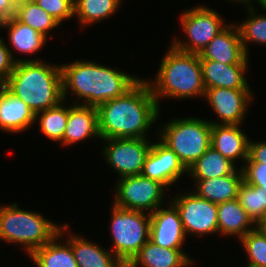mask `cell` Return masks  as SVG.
Here are the masks:
<instances>
[{"label":"cell","mask_w":266,"mask_h":267,"mask_svg":"<svg viewBox=\"0 0 266 267\" xmlns=\"http://www.w3.org/2000/svg\"><path fill=\"white\" fill-rule=\"evenodd\" d=\"M217 207L219 234L222 233L223 235L232 237L236 235L239 239H241L248 232L256 228V223L243 209L238 199L220 203ZM253 225L254 228H252Z\"/></svg>","instance_id":"cb8c5ba5"},{"label":"cell","mask_w":266,"mask_h":267,"mask_svg":"<svg viewBox=\"0 0 266 267\" xmlns=\"http://www.w3.org/2000/svg\"><path fill=\"white\" fill-rule=\"evenodd\" d=\"M67 242L71 245L78 267H126L112 251L92 241L71 234Z\"/></svg>","instance_id":"7402d4cb"},{"label":"cell","mask_w":266,"mask_h":267,"mask_svg":"<svg viewBox=\"0 0 266 267\" xmlns=\"http://www.w3.org/2000/svg\"><path fill=\"white\" fill-rule=\"evenodd\" d=\"M211 126L206 119L177 118L162 126L158 138L177 154L188 169L211 146Z\"/></svg>","instance_id":"8992f818"},{"label":"cell","mask_w":266,"mask_h":267,"mask_svg":"<svg viewBox=\"0 0 266 267\" xmlns=\"http://www.w3.org/2000/svg\"><path fill=\"white\" fill-rule=\"evenodd\" d=\"M68 228L69 224L61 226L58 235L30 254L29 257L36 267H78L71 245L68 242H57Z\"/></svg>","instance_id":"603a6c76"},{"label":"cell","mask_w":266,"mask_h":267,"mask_svg":"<svg viewBox=\"0 0 266 267\" xmlns=\"http://www.w3.org/2000/svg\"><path fill=\"white\" fill-rule=\"evenodd\" d=\"M35 113L6 88L0 93V129L10 133L25 131L35 123Z\"/></svg>","instance_id":"d6986e66"},{"label":"cell","mask_w":266,"mask_h":267,"mask_svg":"<svg viewBox=\"0 0 266 267\" xmlns=\"http://www.w3.org/2000/svg\"><path fill=\"white\" fill-rule=\"evenodd\" d=\"M241 168L247 184L266 190V163H245Z\"/></svg>","instance_id":"836d02e7"},{"label":"cell","mask_w":266,"mask_h":267,"mask_svg":"<svg viewBox=\"0 0 266 267\" xmlns=\"http://www.w3.org/2000/svg\"><path fill=\"white\" fill-rule=\"evenodd\" d=\"M171 203L179 211L184 231L198 236L219 233L217 204L199 197L195 192L174 197Z\"/></svg>","instance_id":"8fae6325"},{"label":"cell","mask_w":266,"mask_h":267,"mask_svg":"<svg viewBox=\"0 0 266 267\" xmlns=\"http://www.w3.org/2000/svg\"><path fill=\"white\" fill-rule=\"evenodd\" d=\"M63 99L71 91L81 105L98 107L100 104L124 95L140 78L125 71L97 64L95 61H75L61 65Z\"/></svg>","instance_id":"7a4b0ae2"},{"label":"cell","mask_w":266,"mask_h":267,"mask_svg":"<svg viewBox=\"0 0 266 267\" xmlns=\"http://www.w3.org/2000/svg\"><path fill=\"white\" fill-rule=\"evenodd\" d=\"M69 106L70 111L61 141L62 145L69 146L93 137L100 139L97 107L85 106L80 103Z\"/></svg>","instance_id":"2e32d148"},{"label":"cell","mask_w":266,"mask_h":267,"mask_svg":"<svg viewBox=\"0 0 266 267\" xmlns=\"http://www.w3.org/2000/svg\"><path fill=\"white\" fill-rule=\"evenodd\" d=\"M196 190L199 197L204 198L214 204L224 203L226 201L237 199L239 187L244 181L242 169H237L234 173L226 176L196 179Z\"/></svg>","instance_id":"44dd1931"},{"label":"cell","mask_w":266,"mask_h":267,"mask_svg":"<svg viewBox=\"0 0 266 267\" xmlns=\"http://www.w3.org/2000/svg\"><path fill=\"white\" fill-rule=\"evenodd\" d=\"M246 163H266V142L249 141L248 159Z\"/></svg>","instance_id":"d590c367"},{"label":"cell","mask_w":266,"mask_h":267,"mask_svg":"<svg viewBox=\"0 0 266 267\" xmlns=\"http://www.w3.org/2000/svg\"><path fill=\"white\" fill-rule=\"evenodd\" d=\"M5 88L35 114L54 107L64 100L61 65L42 60L17 62L5 80Z\"/></svg>","instance_id":"3957f363"},{"label":"cell","mask_w":266,"mask_h":267,"mask_svg":"<svg viewBox=\"0 0 266 267\" xmlns=\"http://www.w3.org/2000/svg\"><path fill=\"white\" fill-rule=\"evenodd\" d=\"M111 235L112 252L126 266L150 236V214L112 206Z\"/></svg>","instance_id":"52a82bcc"},{"label":"cell","mask_w":266,"mask_h":267,"mask_svg":"<svg viewBox=\"0 0 266 267\" xmlns=\"http://www.w3.org/2000/svg\"><path fill=\"white\" fill-rule=\"evenodd\" d=\"M169 206L168 209L158 207L150 214L149 239L160 247L182 250L186 233L179 211L171 202Z\"/></svg>","instance_id":"5bb4252c"},{"label":"cell","mask_w":266,"mask_h":267,"mask_svg":"<svg viewBox=\"0 0 266 267\" xmlns=\"http://www.w3.org/2000/svg\"><path fill=\"white\" fill-rule=\"evenodd\" d=\"M185 173H188V169L174 151L160 139L159 142L152 143L141 172L142 176L157 180L169 187Z\"/></svg>","instance_id":"4fadbf2b"},{"label":"cell","mask_w":266,"mask_h":267,"mask_svg":"<svg viewBox=\"0 0 266 267\" xmlns=\"http://www.w3.org/2000/svg\"><path fill=\"white\" fill-rule=\"evenodd\" d=\"M64 102L65 100L54 107L35 114V120L38 117V120H40V131L53 141L61 142L66 130L70 107L61 105Z\"/></svg>","instance_id":"f1b7e54d"},{"label":"cell","mask_w":266,"mask_h":267,"mask_svg":"<svg viewBox=\"0 0 266 267\" xmlns=\"http://www.w3.org/2000/svg\"><path fill=\"white\" fill-rule=\"evenodd\" d=\"M5 88V80L0 77V93L3 91V89Z\"/></svg>","instance_id":"ab89813d"},{"label":"cell","mask_w":266,"mask_h":267,"mask_svg":"<svg viewBox=\"0 0 266 267\" xmlns=\"http://www.w3.org/2000/svg\"><path fill=\"white\" fill-rule=\"evenodd\" d=\"M105 160L121 178L141 175L152 143L147 138L103 139Z\"/></svg>","instance_id":"30bf717a"},{"label":"cell","mask_w":266,"mask_h":267,"mask_svg":"<svg viewBox=\"0 0 266 267\" xmlns=\"http://www.w3.org/2000/svg\"><path fill=\"white\" fill-rule=\"evenodd\" d=\"M192 263L184 250L163 248L149 239L126 267H186Z\"/></svg>","instance_id":"ffe728a7"},{"label":"cell","mask_w":266,"mask_h":267,"mask_svg":"<svg viewBox=\"0 0 266 267\" xmlns=\"http://www.w3.org/2000/svg\"><path fill=\"white\" fill-rule=\"evenodd\" d=\"M0 28L9 30V43L13 49L24 54L38 52L47 40L45 36L21 23L15 16L0 23Z\"/></svg>","instance_id":"d4e9b609"},{"label":"cell","mask_w":266,"mask_h":267,"mask_svg":"<svg viewBox=\"0 0 266 267\" xmlns=\"http://www.w3.org/2000/svg\"><path fill=\"white\" fill-rule=\"evenodd\" d=\"M257 4L260 5L262 7V9H266V0H256ZM249 3H252V0L248 1Z\"/></svg>","instance_id":"f35d334b"},{"label":"cell","mask_w":266,"mask_h":267,"mask_svg":"<svg viewBox=\"0 0 266 267\" xmlns=\"http://www.w3.org/2000/svg\"><path fill=\"white\" fill-rule=\"evenodd\" d=\"M230 1H233V2H248L249 0H230Z\"/></svg>","instance_id":"60d3db41"},{"label":"cell","mask_w":266,"mask_h":267,"mask_svg":"<svg viewBox=\"0 0 266 267\" xmlns=\"http://www.w3.org/2000/svg\"><path fill=\"white\" fill-rule=\"evenodd\" d=\"M12 51L0 37V77L6 80L12 73L15 63L22 61H39V59H14Z\"/></svg>","instance_id":"e575fe53"},{"label":"cell","mask_w":266,"mask_h":267,"mask_svg":"<svg viewBox=\"0 0 266 267\" xmlns=\"http://www.w3.org/2000/svg\"><path fill=\"white\" fill-rule=\"evenodd\" d=\"M16 4L12 0H0V23L15 16Z\"/></svg>","instance_id":"8d00e7d4"},{"label":"cell","mask_w":266,"mask_h":267,"mask_svg":"<svg viewBox=\"0 0 266 267\" xmlns=\"http://www.w3.org/2000/svg\"><path fill=\"white\" fill-rule=\"evenodd\" d=\"M15 17L47 38L48 31L55 29L57 22L32 0H21L16 4Z\"/></svg>","instance_id":"4316f807"},{"label":"cell","mask_w":266,"mask_h":267,"mask_svg":"<svg viewBox=\"0 0 266 267\" xmlns=\"http://www.w3.org/2000/svg\"><path fill=\"white\" fill-rule=\"evenodd\" d=\"M202 80L208 88L250 89L244 72L248 64H221L214 60H200Z\"/></svg>","instance_id":"e0dca14e"},{"label":"cell","mask_w":266,"mask_h":267,"mask_svg":"<svg viewBox=\"0 0 266 267\" xmlns=\"http://www.w3.org/2000/svg\"><path fill=\"white\" fill-rule=\"evenodd\" d=\"M57 22L74 17V0H32Z\"/></svg>","instance_id":"d6a6232c"},{"label":"cell","mask_w":266,"mask_h":267,"mask_svg":"<svg viewBox=\"0 0 266 267\" xmlns=\"http://www.w3.org/2000/svg\"><path fill=\"white\" fill-rule=\"evenodd\" d=\"M244 5L248 6L247 9L249 10V16L245 21L236 25L239 29L240 38L243 43V48L248 55V46L247 43L255 42L259 44L266 45V15H256L253 3L249 2H241ZM266 11V9H263Z\"/></svg>","instance_id":"f546056e"},{"label":"cell","mask_w":266,"mask_h":267,"mask_svg":"<svg viewBox=\"0 0 266 267\" xmlns=\"http://www.w3.org/2000/svg\"><path fill=\"white\" fill-rule=\"evenodd\" d=\"M241 125L212 124L211 146L233 163L248 159L249 138L239 128Z\"/></svg>","instance_id":"ac0fdd59"},{"label":"cell","mask_w":266,"mask_h":267,"mask_svg":"<svg viewBox=\"0 0 266 267\" xmlns=\"http://www.w3.org/2000/svg\"><path fill=\"white\" fill-rule=\"evenodd\" d=\"M240 242L249 258L247 265L266 267V235L255 228L244 235Z\"/></svg>","instance_id":"1f68e13d"},{"label":"cell","mask_w":266,"mask_h":267,"mask_svg":"<svg viewBox=\"0 0 266 267\" xmlns=\"http://www.w3.org/2000/svg\"><path fill=\"white\" fill-rule=\"evenodd\" d=\"M200 60H214L221 64H248L238 27L227 25L199 53Z\"/></svg>","instance_id":"9a60e30c"},{"label":"cell","mask_w":266,"mask_h":267,"mask_svg":"<svg viewBox=\"0 0 266 267\" xmlns=\"http://www.w3.org/2000/svg\"><path fill=\"white\" fill-rule=\"evenodd\" d=\"M159 66L154 84L148 81L158 106L164 96L174 99L204 97L199 54L182 52L171 45Z\"/></svg>","instance_id":"277c9868"},{"label":"cell","mask_w":266,"mask_h":267,"mask_svg":"<svg viewBox=\"0 0 266 267\" xmlns=\"http://www.w3.org/2000/svg\"><path fill=\"white\" fill-rule=\"evenodd\" d=\"M97 110L101 139L147 138L146 132L160 115V107L145 79L124 95L100 104Z\"/></svg>","instance_id":"6da1fadb"},{"label":"cell","mask_w":266,"mask_h":267,"mask_svg":"<svg viewBox=\"0 0 266 267\" xmlns=\"http://www.w3.org/2000/svg\"><path fill=\"white\" fill-rule=\"evenodd\" d=\"M256 228L266 235V214L256 223Z\"/></svg>","instance_id":"74e56055"},{"label":"cell","mask_w":266,"mask_h":267,"mask_svg":"<svg viewBox=\"0 0 266 267\" xmlns=\"http://www.w3.org/2000/svg\"><path fill=\"white\" fill-rule=\"evenodd\" d=\"M240 205L257 223L266 214V190L245 181L239 187L237 197Z\"/></svg>","instance_id":"4dcf8cb0"},{"label":"cell","mask_w":266,"mask_h":267,"mask_svg":"<svg viewBox=\"0 0 266 267\" xmlns=\"http://www.w3.org/2000/svg\"><path fill=\"white\" fill-rule=\"evenodd\" d=\"M120 4L121 0H74V15L85 26L109 18Z\"/></svg>","instance_id":"83f0119b"},{"label":"cell","mask_w":266,"mask_h":267,"mask_svg":"<svg viewBox=\"0 0 266 267\" xmlns=\"http://www.w3.org/2000/svg\"><path fill=\"white\" fill-rule=\"evenodd\" d=\"M60 228L40 213L23 210L16 203L0 206V240L24 245L29 255L58 235Z\"/></svg>","instance_id":"5b68a950"},{"label":"cell","mask_w":266,"mask_h":267,"mask_svg":"<svg viewBox=\"0 0 266 267\" xmlns=\"http://www.w3.org/2000/svg\"><path fill=\"white\" fill-rule=\"evenodd\" d=\"M250 89L231 88H208L205 90V99L212 107V110L220 118V121L211 124H242L247 114V106L252 98Z\"/></svg>","instance_id":"7c38bea8"},{"label":"cell","mask_w":266,"mask_h":267,"mask_svg":"<svg viewBox=\"0 0 266 267\" xmlns=\"http://www.w3.org/2000/svg\"><path fill=\"white\" fill-rule=\"evenodd\" d=\"M180 23L188 42L175 37L172 46L179 51L199 54L226 26L219 13L209 7L197 6L181 14Z\"/></svg>","instance_id":"ba28073f"},{"label":"cell","mask_w":266,"mask_h":267,"mask_svg":"<svg viewBox=\"0 0 266 267\" xmlns=\"http://www.w3.org/2000/svg\"><path fill=\"white\" fill-rule=\"evenodd\" d=\"M228 158L210 146L205 153L188 168V173L193 179H210L234 173L235 167Z\"/></svg>","instance_id":"484cf974"},{"label":"cell","mask_w":266,"mask_h":267,"mask_svg":"<svg viewBox=\"0 0 266 267\" xmlns=\"http://www.w3.org/2000/svg\"><path fill=\"white\" fill-rule=\"evenodd\" d=\"M118 181L113 201L117 207L151 214L164 203L166 186L157 180L135 175Z\"/></svg>","instance_id":"9c48e42d"},{"label":"cell","mask_w":266,"mask_h":267,"mask_svg":"<svg viewBox=\"0 0 266 267\" xmlns=\"http://www.w3.org/2000/svg\"><path fill=\"white\" fill-rule=\"evenodd\" d=\"M15 4H17L18 2H20L21 0H12Z\"/></svg>","instance_id":"b9f144b4"}]
</instances>
